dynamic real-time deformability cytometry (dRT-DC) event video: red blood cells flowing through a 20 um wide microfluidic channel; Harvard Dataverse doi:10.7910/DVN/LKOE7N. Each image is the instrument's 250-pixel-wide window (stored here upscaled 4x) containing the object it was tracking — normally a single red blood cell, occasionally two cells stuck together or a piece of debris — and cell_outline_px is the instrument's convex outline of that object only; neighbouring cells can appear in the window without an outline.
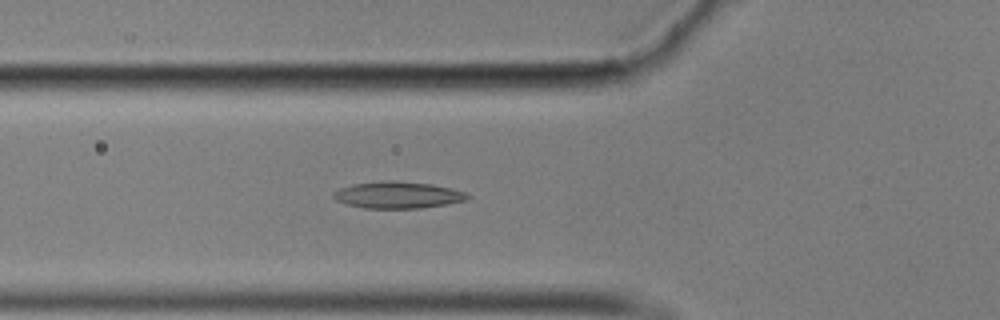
{"species": "common noctule bat (a hibernating species)", "species_latin": "Nyctalus noctula", "temperature_condition": "cold", "stored_images_in_passage": 20, "camera_frame_rate_fps": 3000, "um_per_image_px": 0.085, "animal": {"sex": "male", "body_mass_g": 17.9}, "frame": {"image": 1, "passage_image": 19, "time_ms": 6.0, "image_size_px": [1000, 320], "cell_outline_px": [[472, 196], [464, 200], [448, 204], [420, 208], [364, 208], [348, 204], [336, 200], [332, 196], [332, 192], [340, 188], [352, 184], [384, 180], [392, 180], [432, 184], [452, 188], [468, 192]], "centroid_in_image_um": [33.83, 16.56], "position_along_channel_um": 92.0, "area_um2": 21.04}}